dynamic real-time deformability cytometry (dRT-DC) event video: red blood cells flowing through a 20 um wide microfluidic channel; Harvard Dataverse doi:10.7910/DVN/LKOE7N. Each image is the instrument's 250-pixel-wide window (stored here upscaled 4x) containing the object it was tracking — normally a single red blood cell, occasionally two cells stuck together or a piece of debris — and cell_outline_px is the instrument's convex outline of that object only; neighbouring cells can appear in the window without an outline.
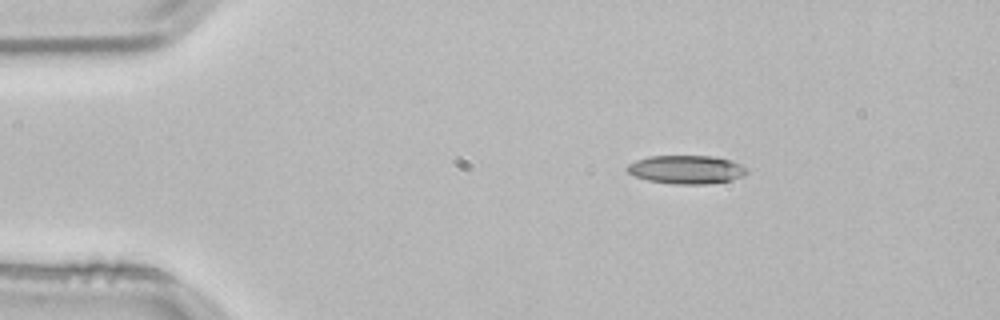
{"species": "common noctule bat (a hibernating species)", "species_latin": "Nyctalus noctula", "temperature_condition": "room temperature", "stored_images_in_passage": 2, "camera_frame_rate_fps": 3000, "um_per_image_px": 0.085, "animal": {"sex": "male", "body_mass_g": 21.5, "forearm_length_mm": 52.0}, "frame": {"image": 1, "passage_image": 1, "time_ms": 0.0, "image_size_px": [1000, 320], "cell_outline_px": [[748, 172], [744, 176], [728, 180], [704, 184], [676, 184], [648, 180], [636, 176], [628, 172], [624, 168], [628, 164], [636, 160], [648, 156], [712, 156], [732, 160], [748, 168]], "centroid_in_image_um": [58.34, 14.4], "position_along_channel_um": 26.7, "area_um2": 19.83}}